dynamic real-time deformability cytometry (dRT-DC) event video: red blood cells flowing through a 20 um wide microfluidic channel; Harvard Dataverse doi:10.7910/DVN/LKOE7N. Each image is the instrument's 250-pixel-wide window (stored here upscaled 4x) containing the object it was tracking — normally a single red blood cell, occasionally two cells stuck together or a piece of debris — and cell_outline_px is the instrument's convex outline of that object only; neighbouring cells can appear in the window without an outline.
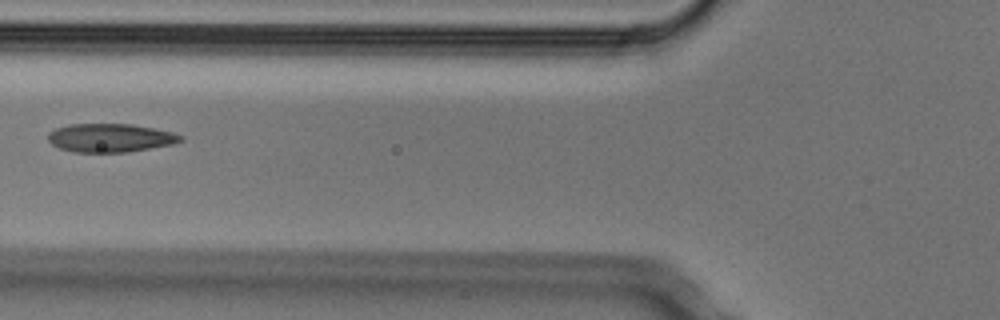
{"species": "Egyptian fruit bat (a non-hibernating species)", "species_latin": "Rousettus aegyptiacus", "temperature_condition": "cold", "stored_images_in_passage": 6, "camera_frame_rate_fps": 3000, "um_per_image_px": 0.085, "animal": {"sex": "male"}, "frame": {"image": 1, "passage_image": 6, "time_ms": 1.667, "image_size_px": [1000, 320], "cell_outline_px": [[184, 140], [172, 144], [128, 152], [72, 152], [60, 148], [52, 144], [48, 140], [48, 132], [56, 128], [68, 124], [132, 124], [172, 132], [184, 136]], "centroid_in_image_um": [9.36, 11.71], "position_along_channel_um": 116.4, "area_um2": 22.02}}